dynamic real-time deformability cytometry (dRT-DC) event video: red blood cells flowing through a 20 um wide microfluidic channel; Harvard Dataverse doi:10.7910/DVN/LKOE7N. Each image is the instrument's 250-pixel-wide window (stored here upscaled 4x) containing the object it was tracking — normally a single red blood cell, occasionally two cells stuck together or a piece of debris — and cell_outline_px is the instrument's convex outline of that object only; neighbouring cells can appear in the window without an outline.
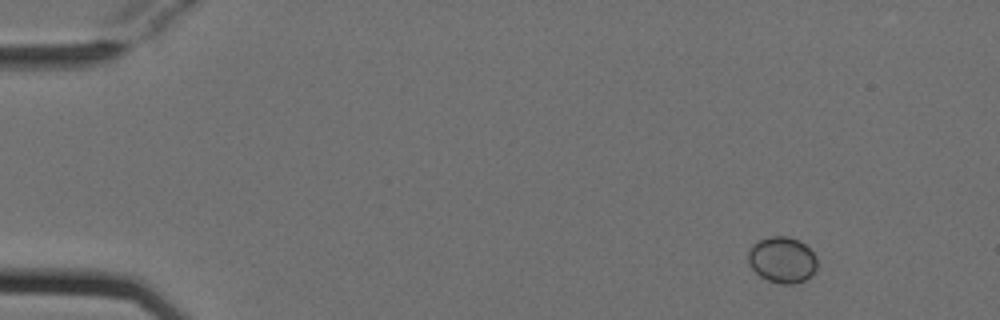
{"species": "Egyptian fruit bat (a non-hibernating species)", "species_latin": "Rousettus aegyptiacus", "temperature_condition": "cold", "stored_images_in_passage": 4, "camera_frame_rate_fps": 3000, "um_per_image_px": 0.085, "animal": {"sex": "female"}, "frame": {"image": 1, "passage_image": 1, "time_ms": 0.0, "image_size_px": [1000, 320], "cell_outline_px": [[816, 268], [812, 276], [804, 280], [792, 284], [780, 284], [768, 280], [760, 276], [752, 268], [748, 260], [748, 252], [752, 244], [768, 236], [788, 236], [804, 244], [816, 256]], "centroid_in_image_um": [66.48, 22.09], "position_along_channel_um": 18.5, "area_um2": 18.44}}
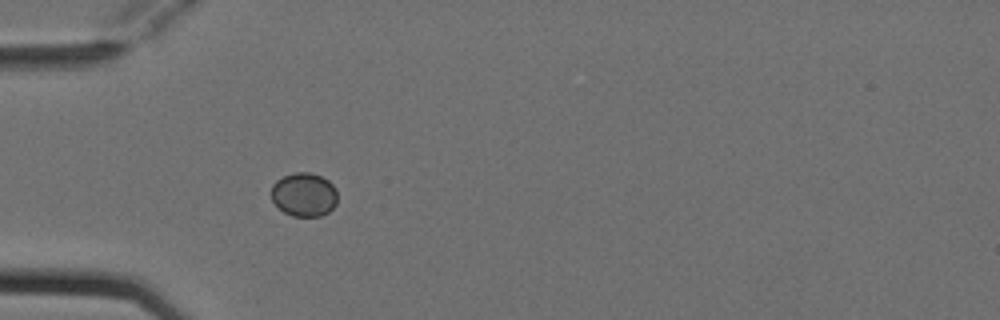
{"frame": {"image": 2, "passage_image": 4, "time_ms": 1.0, "image_size_px": [1000, 320], "cell_outline_px": [[336, 204], [328, 212], [320, 216], [292, 216], [284, 212], [272, 200], [272, 184], [276, 180], [284, 176], [296, 172], [308, 172], [320, 176], [328, 180], [336, 188]], "centroid_in_image_um": [25.84, 16.54], "position_along_channel_um": 59.2, "area_um2": 16.76}}